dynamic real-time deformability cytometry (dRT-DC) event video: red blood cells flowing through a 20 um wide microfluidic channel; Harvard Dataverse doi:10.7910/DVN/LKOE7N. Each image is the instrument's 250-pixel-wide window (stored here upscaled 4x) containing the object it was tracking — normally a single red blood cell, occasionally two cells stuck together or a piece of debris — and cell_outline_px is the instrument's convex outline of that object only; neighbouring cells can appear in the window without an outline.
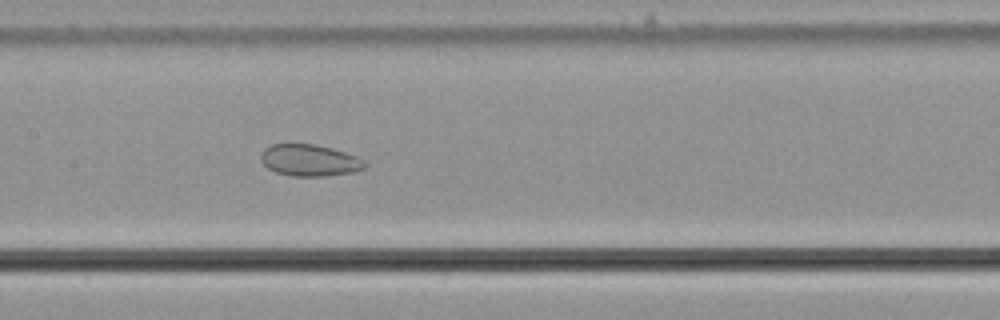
{"species": "common noctule bat (a hibernating species)", "species_latin": "Nyctalus noctula", "temperature_condition": "cold", "stored_images_in_passage": 38, "camera_frame_rate_fps": 3000, "um_per_image_px": 0.085, "animal": {"sex": "male", "body_mass_g": 21.5, "forearm_length_mm": 52.0}, "frame": {"image": 1, "passage_image": 10, "time_ms": 3.0, "image_size_px": [1000, 320], "cell_outline_px": [[364, 168], [352, 172], [324, 176], [292, 176], [276, 172], [268, 168], [260, 160], [260, 156], [264, 148], [272, 144], [316, 144], [332, 148], [356, 156], [364, 160]], "centroid_in_image_um": [26.28, 13.62], "position_along_channel_um": 181.1, "area_um2": 19.07}}
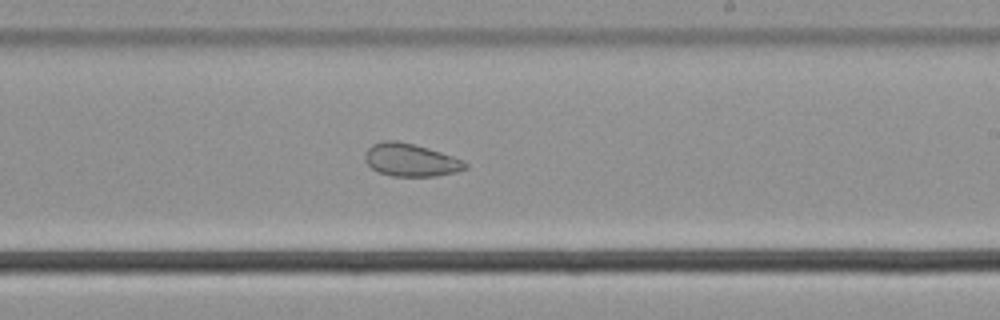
{"frame": {"image": 2, "passage_image": 16, "time_ms": 5.0, "image_size_px": [1000, 320], "cell_outline_px": [[468, 168], [456, 172], [436, 176], [392, 176], [376, 172], [364, 160], [364, 152], [372, 144], [384, 140], [396, 140], [428, 148], [464, 160], [468, 164]], "centroid_in_image_um": [34.89, 13.6], "position_along_channel_um": 254.1, "area_um2": 19.31}}
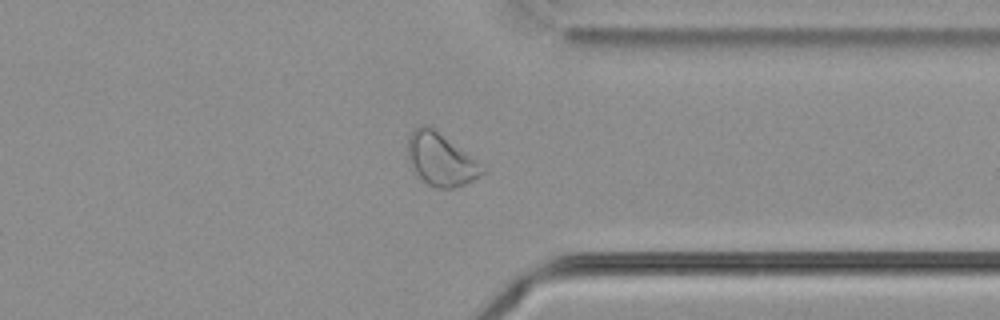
{"frame": {"image": 3, "passage_image": 26, "time_ms": 8.333, "image_size_px": [1000, 320], "cell_outline_px": [[488, 172], [464, 184], [452, 188], [436, 188], [420, 180], [412, 172], [408, 156], [408, 136], [420, 124], [428, 124], [488, 168]], "centroid_in_image_um": [37.47, 13.57], "position_along_channel_um": 373.9, "area_um2": 23.18}}